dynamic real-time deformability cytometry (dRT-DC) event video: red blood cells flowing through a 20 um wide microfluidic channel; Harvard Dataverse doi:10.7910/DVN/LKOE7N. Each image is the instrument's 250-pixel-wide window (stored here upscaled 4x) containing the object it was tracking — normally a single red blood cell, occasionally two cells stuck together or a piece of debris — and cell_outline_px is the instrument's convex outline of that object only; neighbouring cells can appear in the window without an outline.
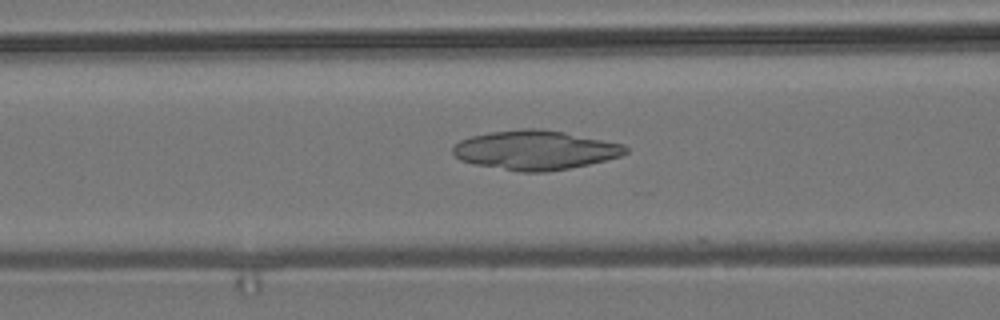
{"species": "common noctule bat (a hibernating species)", "species_latin": "Nyctalus noctula", "temperature_condition": "room temperature", "stored_images_in_passage": 30, "camera_frame_rate_fps": 3000, "um_per_image_px": 0.085, "animal": {"sex": "male", "body_mass_g": 19.2, "forearm_length_mm": 51.8}, "frame": {"image": 1, "passage_image": 21, "time_ms": 6.667, "image_size_px": [1000, 320], "cell_outline_px": [[628, 152], [620, 156], [588, 164], [568, 168], [544, 172], [520, 172], [472, 164], [460, 160], [452, 152], [452, 148], [460, 140], [472, 136], [492, 132], [520, 128], [540, 128], [564, 132], [624, 144], [628, 148]], "centroid_in_image_um": [45.48, 12.75], "position_along_channel_um": 121.1, "area_um2": 39.48}}
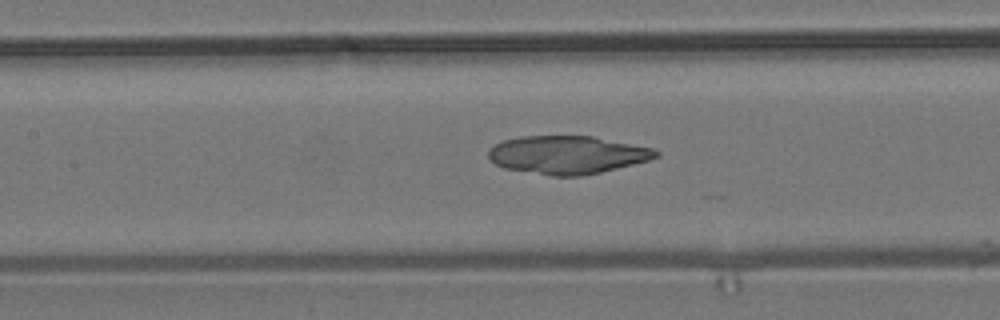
{"frame": {"image": 2, "passage_image": 24, "time_ms": 7.667, "image_size_px": [1000, 320], "cell_outline_px": [[660, 156], [648, 160], [600, 172], [580, 176], [552, 176], [504, 168], [496, 164], [488, 156], [488, 152], [496, 144], [504, 140], [520, 136], [592, 136], [652, 148], [660, 152]], "centroid_in_image_um": [48.22, 13.16], "position_along_channel_um": 159.2, "area_um2": 36.82}}
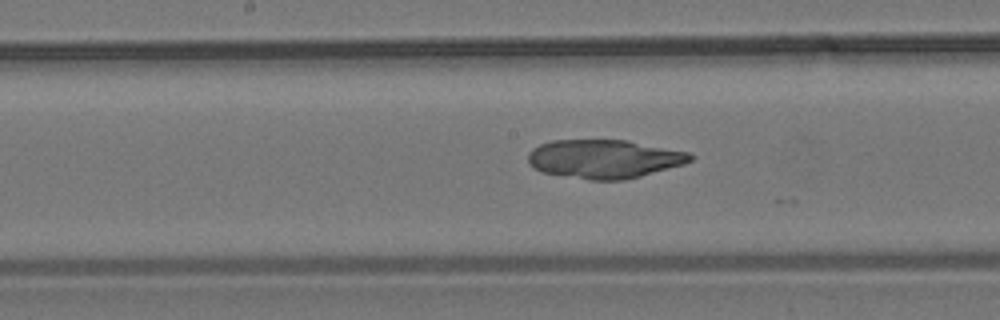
{"frame": {"image": 3, "passage_image": 27, "time_ms": 8.667, "image_size_px": [1000, 320], "cell_outline_px": [[696, 156], [692, 160], [684, 164], [640, 176], [624, 180], [588, 180], [544, 172], [532, 168], [528, 164], [528, 152], [532, 148], [540, 144], [552, 140], [628, 140], [692, 152]], "centroid_in_image_um": [51.38, 13.5], "position_along_channel_um": 196.8, "area_um2": 36.93}}